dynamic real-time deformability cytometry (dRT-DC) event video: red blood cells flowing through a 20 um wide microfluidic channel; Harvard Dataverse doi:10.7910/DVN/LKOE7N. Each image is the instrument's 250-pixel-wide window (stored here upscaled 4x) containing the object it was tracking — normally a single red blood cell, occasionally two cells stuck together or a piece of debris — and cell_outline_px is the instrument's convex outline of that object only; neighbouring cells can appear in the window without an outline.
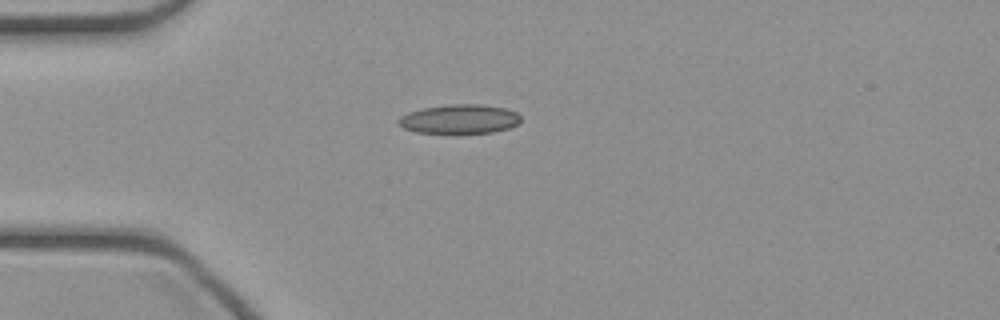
{"species": "common noctule bat (a hibernating species)", "species_latin": "Nyctalus noctula", "temperature_condition": "cold", "stored_images_in_passage": 36, "camera_frame_rate_fps": 3000, "um_per_image_px": 0.085, "animal": {"sex": "female", "body_mass_g": 21.9}, "frame": {"image": 1, "passage_image": 1, "time_ms": 0.0, "image_size_px": [1000, 320], "cell_outline_px": [[520, 120], [516, 124], [508, 128], [492, 132], [416, 132], [404, 128], [400, 124], [400, 116], [408, 112], [424, 108], [452, 104], [480, 104], [504, 108], [516, 112], [520, 116]], "centroid_in_image_um": [39.07, 10.1], "position_along_channel_um": 45.9, "area_um2": 20.23}}
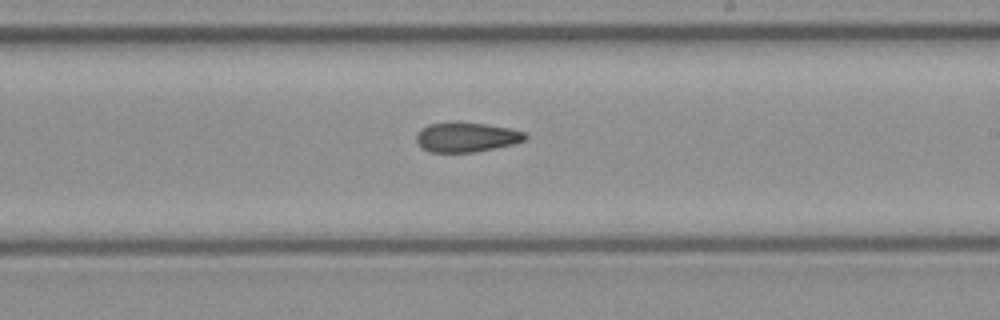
{"frame": {"image": 2, "passage_image": 16, "time_ms": 5.0, "image_size_px": [1000, 320], "cell_outline_px": [[528, 136], [524, 140], [512, 144], [472, 152], [432, 152], [420, 148], [416, 140], [416, 132], [420, 128], [428, 124], [484, 124], [508, 128], [524, 132]], "centroid_in_image_um": [39.59, 11.68], "position_along_channel_um": 249.4, "area_um2": 18.21}}
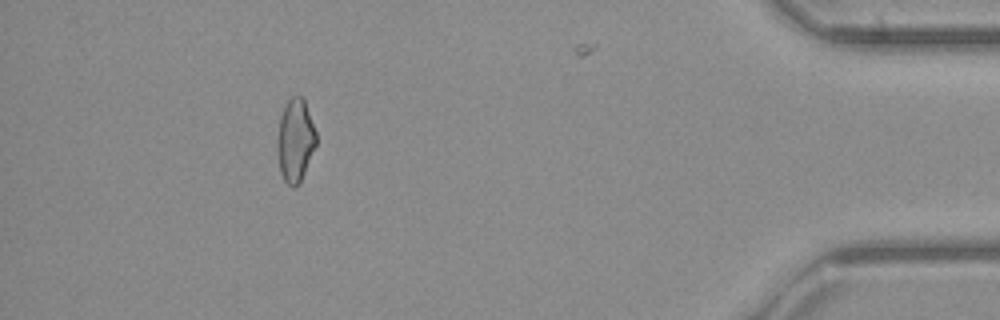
{"frame": {"image": 3, "passage_image": 31, "time_ms": 10.0, "image_size_px": [1000, 320], "cell_outline_px": [[316, 144], [300, 184], [296, 188], [292, 188], [284, 180], [280, 172], [276, 148], [276, 140], [280, 116], [288, 100], [292, 96], [304, 96], [316, 132]], "centroid_in_image_um": [25.09, 11.94], "position_along_channel_um": 410.1, "area_um2": 19.13}}